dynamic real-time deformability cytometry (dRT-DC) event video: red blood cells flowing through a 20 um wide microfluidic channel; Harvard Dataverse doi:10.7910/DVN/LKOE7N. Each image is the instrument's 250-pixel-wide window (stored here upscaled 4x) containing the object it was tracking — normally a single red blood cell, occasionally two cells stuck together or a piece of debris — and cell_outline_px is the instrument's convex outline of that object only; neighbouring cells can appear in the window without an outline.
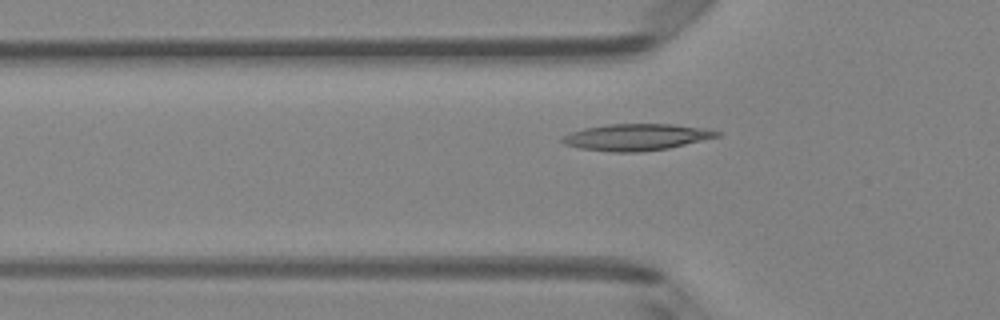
{"species": "Egyptian fruit bat (a non-hibernating species)", "species_latin": "Rousettus aegyptiacus", "temperature_condition": "room temperature", "stored_images_in_passage": 36, "camera_frame_rate_fps": 3000, "um_per_image_px": 0.085, "animal": {"sex": "female"}, "frame": {"image": 1, "passage_image": 6, "time_ms": 1.667, "image_size_px": [1000, 320], "cell_outline_px": [[724, 132], [720, 136], [668, 148], [640, 152], [612, 152], [580, 148], [564, 144], [560, 140], [560, 136], [584, 128], [608, 124], [672, 124], [708, 128]], "centroid_in_image_um": [54.11, 11.65], "position_along_channel_um": 71.7, "area_um2": 24.1}}
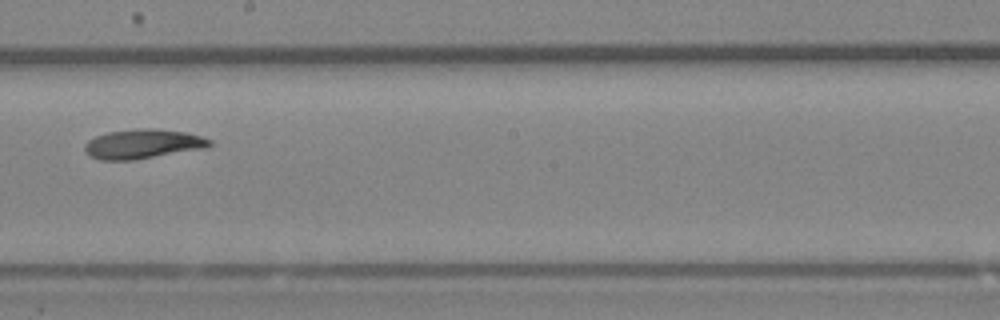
{"frame": {"image": 2, "passage_image": 18, "time_ms": 5.667, "image_size_px": [1000, 320], "cell_outline_px": [[212, 144], [204, 148], [132, 160], [100, 160], [88, 156], [84, 152], [84, 144], [88, 140], [96, 136], [108, 132], [144, 128], [152, 128], [184, 132], [200, 136], [212, 140]], "centroid_in_image_um": [12.08, 12.24], "position_along_channel_um": 236.1, "area_um2": 21.27}}
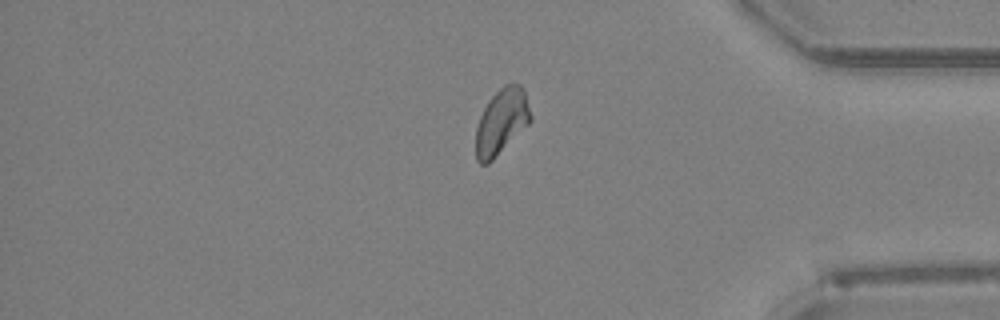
{"frame": {"image": 3, "passage_image": 31, "time_ms": 10.0, "image_size_px": [1000, 320], "cell_outline_px": [[532, 120], [488, 164], [480, 164], [476, 160], [476, 128], [480, 116], [488, 100], [504, 84], [520, 84], [524, 92], [532, 116]], "centroid_in_image_um": [42.61, 10.34], "position_along_channel_um": 392.6, "area_um2": 20.63}, "authors_computed_cell_mechanics": {"area_um2": 20.7213, "velocity_mm_per_s": 4.1248, "shape_relaxation_time_tau1_ms": 7.1716, "shape_relaxation_time_tau2_ms": null, "deformation_change_tau1": 0.1826, "deformation_change_tau2": null}}